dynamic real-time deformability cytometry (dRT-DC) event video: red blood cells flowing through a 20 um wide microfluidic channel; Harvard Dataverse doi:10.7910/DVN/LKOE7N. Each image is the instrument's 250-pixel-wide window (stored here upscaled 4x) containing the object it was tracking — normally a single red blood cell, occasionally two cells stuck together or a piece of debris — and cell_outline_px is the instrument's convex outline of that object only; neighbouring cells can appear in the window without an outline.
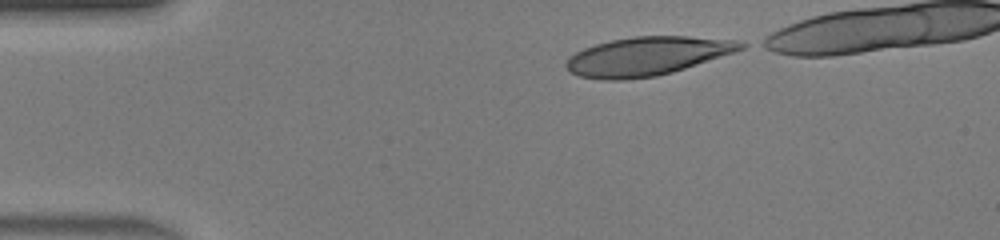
{"species": "human", "species_latin": "Homo sapiens", "temperature_condition": "warm", "stored_images_in_passage": 34, "camera_frame_rate_fps": 3000, "um_per_image_px": 0.085, "donor": {"sex": "male"}, "frame": {"image": 1, "passage_image": 1, "time_ms": 0.0, "image_size_px": [1000, 240], "cell_outline_px": [[748, 44], [744, 48], [672, 72], [656, 76], [624, 80], [604, 80], [576, 76], [568, 72], [564, 64], [568, 56], [584, 48], [596, 44], [612, 40], [632, 36], [688, 36], [736, 40]], "centroid_in_image_um": [54.92, 4.78], "position_along_channel_um": 30.1, "area_um2": 39.25}}
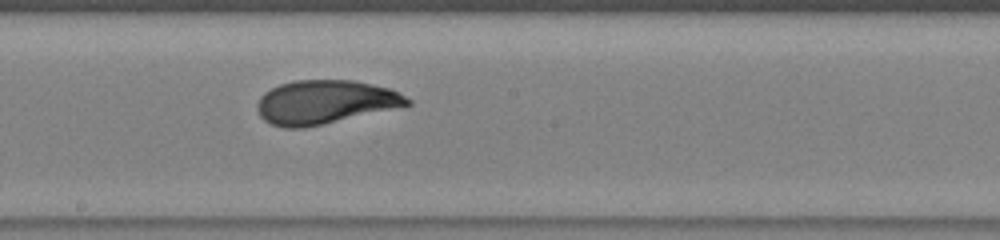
{"frame": {"image": 2, "passage_image": 18, "time_ms": 5.667, "image_size_px": [1000, 240], "cell_outline_px": [[412, 104], [404, 108], [304, 128], [284, 128], [272, 124], [264, 120], [260, 116], [256, 108], [256, 104], [260, 96], [264, 92], [280, 84], [296, 80], [352, 80], [372, 84], [388, 88], [412, 100]], "centroid_in_image_um": [27.66, 8.7], "position_along_channel_um": 220.5, "area_um2": 38.78}}
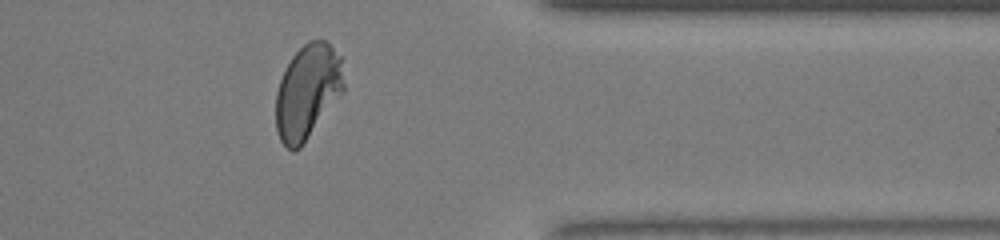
{"frame": {"image": 3, "passage_image": 30, "time_ms": 9.667, "image_size_px": [1000, 240], "cell_outline_px": [[344, 92], [300, 148], [292, 152], [280, 140], [276, 132], [276, 92], [280, 80], [292, 56], [308, 40], [324, 40], [340, 56], [344, 84]], "centroid_in_image_um": [26.14, 7.82], "position_along_channel_um": 385.3, "area_um2": 37.28}}